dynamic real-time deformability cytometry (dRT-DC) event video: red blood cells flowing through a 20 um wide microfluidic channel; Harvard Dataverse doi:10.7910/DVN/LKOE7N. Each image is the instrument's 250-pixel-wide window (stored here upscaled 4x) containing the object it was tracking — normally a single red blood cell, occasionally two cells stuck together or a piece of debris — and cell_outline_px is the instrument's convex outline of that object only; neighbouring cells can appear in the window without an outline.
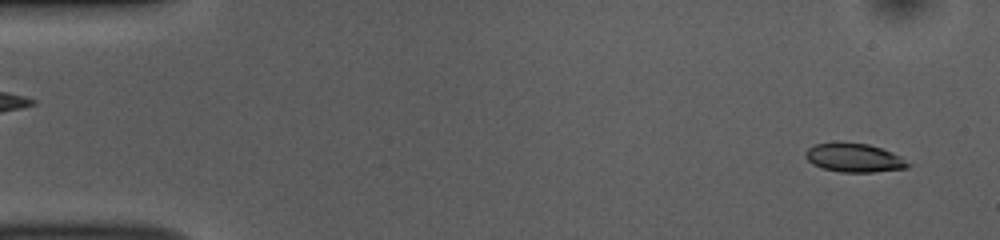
{"species": "common noctule bat (a hibernating species)", "species_latin": "Nyctalus noctula", "temperature_condition": "room temperature", "stored_images_in_passage": 51, "camera_frame_rate_fps": 3000, "um_per_image_px": 0.085, "animal": {"sex": "female", "body_mass_g": 10.0, "forearm_length_mm": 53.1}, "frame": {"image": 1, "passage_image": 2, "time_ms": 0.333, "image_size_px": [1000, 240], "cell_outline_px": [[912, 164], [908, 168], [876, 172], [840, 172], [824, 168], [812, 164], [804, 156], [804, 152], [808, 148], [816, 144], [868, 144], [892, 152], [900, 156]], "centroid_in_image_um": [72.64, 13.44], "position_along_channel_um": 12.4, "area_um2": 16.82}}
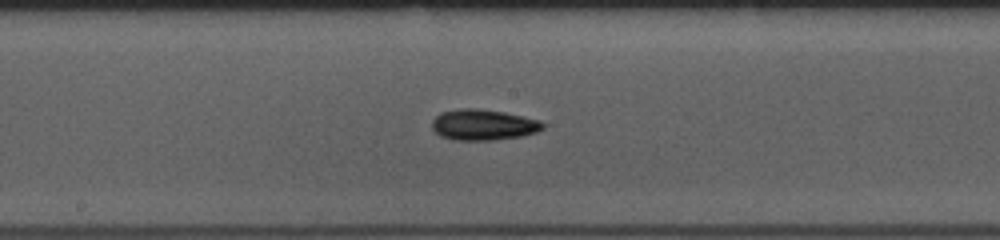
{"frame": {"image": 2, "passage_image": 26, "time_ms": 8.333, "image_size_px": [1000, 240], "cell_outline_px": [[544, 128], [536, 132], [520, 136], [492, 140], [456, 140], [440, 136], [432, 128], [432, 120], [440, 112], [460, 108], [476, 108], [504, 112], [540, 120], [544, 124]], "centroid_in_image_um": [41.06, 10.6], "position_along_channel_um": 207.1, "area_um2": 19.88}}
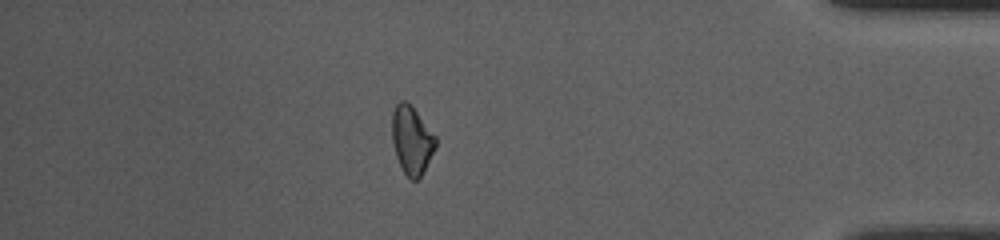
{"frame": {"image": 3, "passage_image": 44, "time_ms": 14.333, "image_size_px": [1000, 240], "cell_outline_px": [[436, 148], [420, 176], [416, 180], [412, 180], [404, 172], [396, 156], [392, 140], [392, 112], [396, 104], [400, 100], [404, 100], [416, 112], [436, 136]], "centroid_in_image_um": [34.99, 11.9], "position_along_channel_um": 400.2, "area_um2": 16.94}, "authors_computed_cell_mechanics": {"area_um2": 17.6868, "velocity_mm_per_s": 3.8584, "shape_relaxation_time_tau1_ms": 3.3751, "shape_relaxation_time_tau2_ms": 7.0272, "deformation_change_tau1": 0.1171, "deformation_change_tau2": 0.1501}}